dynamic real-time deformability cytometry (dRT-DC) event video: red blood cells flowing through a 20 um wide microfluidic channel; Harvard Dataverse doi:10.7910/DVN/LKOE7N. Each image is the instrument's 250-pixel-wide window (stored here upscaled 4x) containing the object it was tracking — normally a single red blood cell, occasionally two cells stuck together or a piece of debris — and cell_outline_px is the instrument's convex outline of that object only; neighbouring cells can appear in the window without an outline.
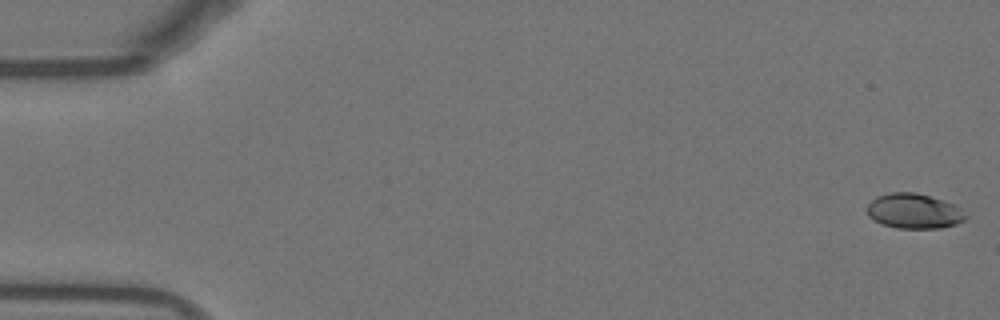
{"species": "Egyptian fruit bat (a non-hibernating species)", "species_latin": "Rousettus aegyptiacus", "temperature_condition": "warm", "stored_images_in_passage": 38, "camera_frame_rate_fps": 3000, "um_per_image_px": 0.085, "animal": {"sex": "female"}, "frame": {"image": 1, "passage_image": 1, "time_ms": 0.0, "image_size_px": [1000, 320], "cell_outline_px": [[968, 216], [964, 220], [956, 224], [940, 228], [896, 228], [880, 224], [868, 216], [868, 204], [876, 196], [888, 192], [916, 192], [952, 204], [960, 208]], "centroid_in_image_um": [77.66, 17.95], "position_along_channel_um": 7.3, "area_um2": 20.06}}